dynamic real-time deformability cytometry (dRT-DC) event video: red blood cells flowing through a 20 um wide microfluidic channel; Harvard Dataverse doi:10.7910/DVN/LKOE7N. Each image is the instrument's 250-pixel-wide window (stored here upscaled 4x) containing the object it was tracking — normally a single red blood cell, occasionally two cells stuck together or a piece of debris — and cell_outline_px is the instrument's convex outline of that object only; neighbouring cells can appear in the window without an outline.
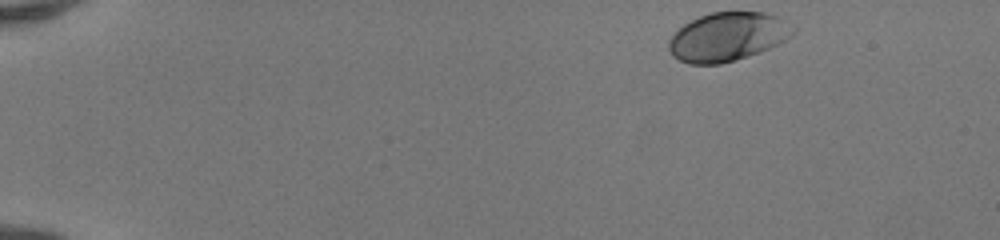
{"species": "human", "species_latin": "Homo sapiens", "temperature_condition": "room temperature", "stored_images_in_passage": 45, "camera_frame_rate_fps": 3000, "um_per_image_px": 0.085, "donor": {"sex": "female"}, "frame": {"image": 1, "passage_image": 1, "time_ms": 0.0, "image_size_px": [1000, 240], "cell_outline_px": [[796, 32], [784, 40], [768, 48], [720, 64], [688, 64], [672, 56], [668, 48], [668, 40], [684, 24], [700, 16], [712, 12], [764, 12], [776, 16], [796, 28]], "centroid_in_image_um": [61.81, 3.12], "position_along_channel_um": 23.2, "area_um2": 34.74}}
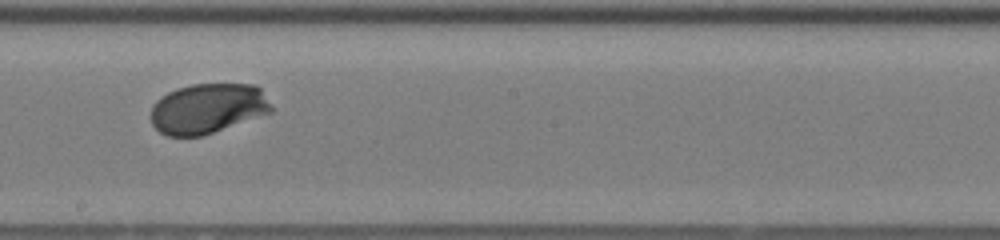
{"frame": {"image": 2, "passage_image": 25, "time_ms": 8.0, "image_size_px": [1000, 240], "cell_outline_px": [[272, 112], [204, 136], [168, 136], [160, 132], [152, 124], [152, 104], [160, 96], [176, 88], [192, 84], [256, 84], [260, 88], [272, 108]], "centroid_in_image_um": [17.64, 9.22], "position_along_channel_um": 230.6, "area_um2": 35.26}}
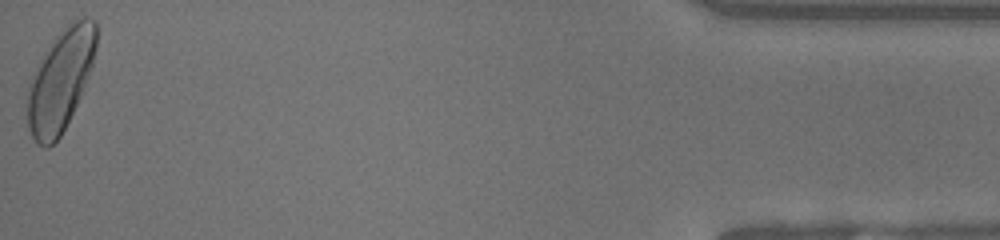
{"frame": {"image": 3, "passage_image": 45, "time_ms": 14.667, "image_size_px": [1000, 240], "cell_outline_px": [[96, 48], [92, 64], [80, 96], [60, 136], [48, 148], [44, 148], [36, 144], [28, 128], [28, 88], [40, 60], [44, 52], [52, 40], [76, 16], [84, 16], [96, 20]], "centroid_in_image_um": [5.15, 6.79], "position_along_channel_um": 430.1, "area_um2": 40.17}, "authors_computed_cell_mechanics": {"area_um2": 34.969, "velocity_mm_per_s": 4.1517, "shape_relaxation_time_tau1_ms": 1.4117, "shape_relaxation_time_tau2_ms": null, "deformation_change_tau1": 0.097, "deformation_change_tau2": null}}